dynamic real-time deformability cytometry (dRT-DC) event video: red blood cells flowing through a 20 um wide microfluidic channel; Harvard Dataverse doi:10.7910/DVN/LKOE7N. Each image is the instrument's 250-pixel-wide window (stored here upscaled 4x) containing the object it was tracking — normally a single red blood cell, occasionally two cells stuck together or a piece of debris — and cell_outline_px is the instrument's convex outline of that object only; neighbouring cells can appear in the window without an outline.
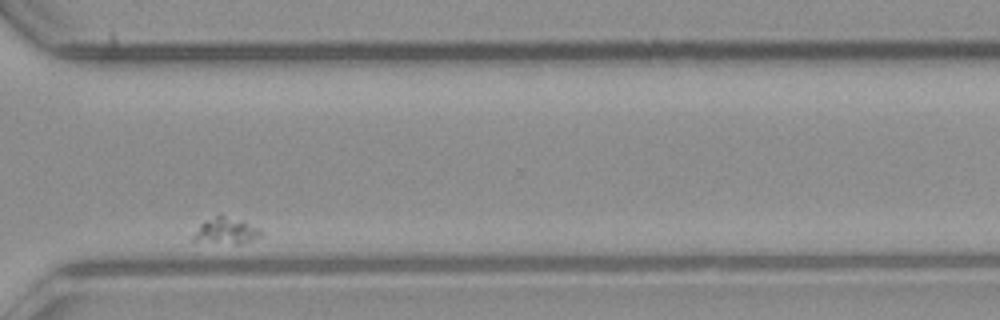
{"species": "common noctule bat (a hibernating species)", "species_latin": "Nyctalus noctula", "temperature_condition": "room temperature", "stored_images_in_passage": 12, "camera_frame_rate_fps": 3000, "um_per_image_px": 0.085, "animal": {"sex": "male", "body_mass_g": 23.1, "forearm_length_mm": 52.7}, "frame": {"image": 1, "passage_image": 12, "time_ms": 3.667, "image_size_px": [1000, 320], "cell_outline_px": [[260, 236], [240, 244], [236, 244], [192, 240], [192, 236], [200, 224], [216, 216], [224, 216], [244, 220], [260, 228]], "centroid_in_image_um": [19.23, 19.62], "position_along_channel_um": 351.4, "area_um2": 10.06}}